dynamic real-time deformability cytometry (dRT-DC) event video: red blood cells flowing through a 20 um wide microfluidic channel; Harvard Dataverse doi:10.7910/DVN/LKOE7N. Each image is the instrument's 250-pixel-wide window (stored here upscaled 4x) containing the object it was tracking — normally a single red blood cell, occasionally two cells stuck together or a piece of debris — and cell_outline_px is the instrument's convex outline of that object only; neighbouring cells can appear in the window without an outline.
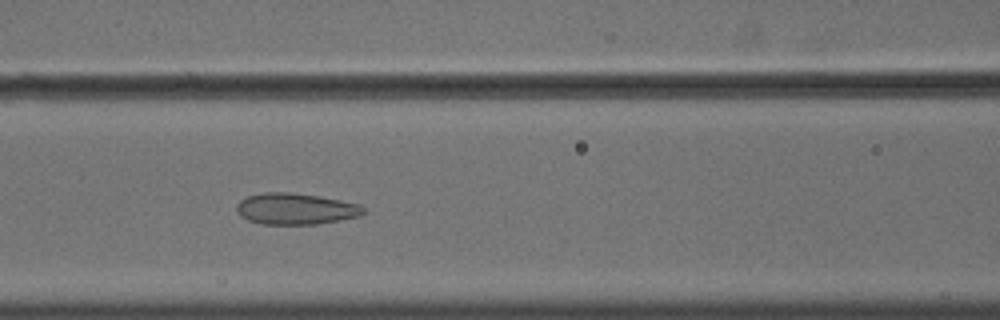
{"species": "common noctule bat (a hibernating species)", "species_latin": "Nyctalus noctula", "temperature_condition": "cold", "stored_images_in_passage": 55, "camera_frame_rate_fps": 3000, "um_per_image_px": 0.085, "animal": {"sex": "male", "body_mass_g": 18.8}, "frame": {"image": 1, "passage_image": 24, "time_ms": 7.667, "image_size_px": [1000, 320], "cell_outline_px": [[368, 212], [360, 216], [340, 220], [316, 224], [260, 224], [248, 220], [240, 216], [236, 212], [236, 204], [240, 200], [248, 196], [264, 192], [288, 192], [320, 196], [360, 204], [368, 208]], "centroid_in_image_um": [25.16, 17.75], "position_along_channel_um": 141.4, "area_um2": 23.47}}
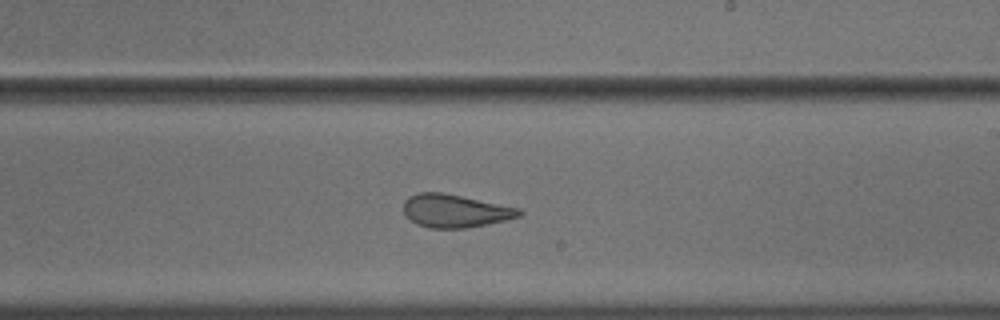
{"frame": {"image": 2, "passage_image": 33, "time_ms": 10.667, "image_size_px": [1000, 320], "cell_outline_px": [[524, 212], [520, 216], [488, 224], [468, 228], [428, 228], [416, 224], [404, 212], [404, 200], [408, 196], [420, 192], [444, 192], [520, 208]], "centroid_in_image_um": [38.69, 17.92], "position_along_channel_um": 250.3, "area_um2": 22.37}}
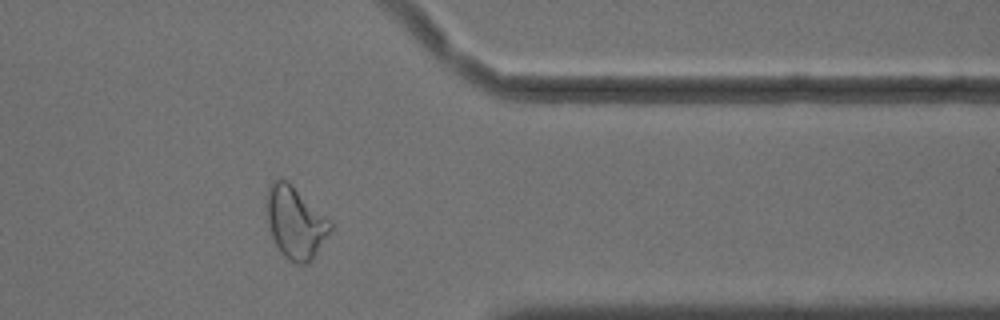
{"frame": {"image": 3, "passage_image": 45, "time_ms": 14.667, "image_size_px": [1000, 320], "cell_outline_px": [[332, 228], [312, 260], [308, 264], [296, 264], [288, 260], [280, 252], [272, 236], [268, 224], [268, 188], [276, 176], [280, 176], [332, 220]], "centroid_in_image_um": [25.13, 18.94], "position_along_channel_um": 386.3, "area_um2": 26.41}, "authors_computed_cell_mechanics": {"area_um2": 26.4146, "velocity_mm_per_s": 3.6345, "shape_relaxation_time_tau1_ms": null, "shape_relaxation_time_tau2_ms": 1.423, "deformation_change_tau1": null, "deformation_change_tau2": 0.0792}}